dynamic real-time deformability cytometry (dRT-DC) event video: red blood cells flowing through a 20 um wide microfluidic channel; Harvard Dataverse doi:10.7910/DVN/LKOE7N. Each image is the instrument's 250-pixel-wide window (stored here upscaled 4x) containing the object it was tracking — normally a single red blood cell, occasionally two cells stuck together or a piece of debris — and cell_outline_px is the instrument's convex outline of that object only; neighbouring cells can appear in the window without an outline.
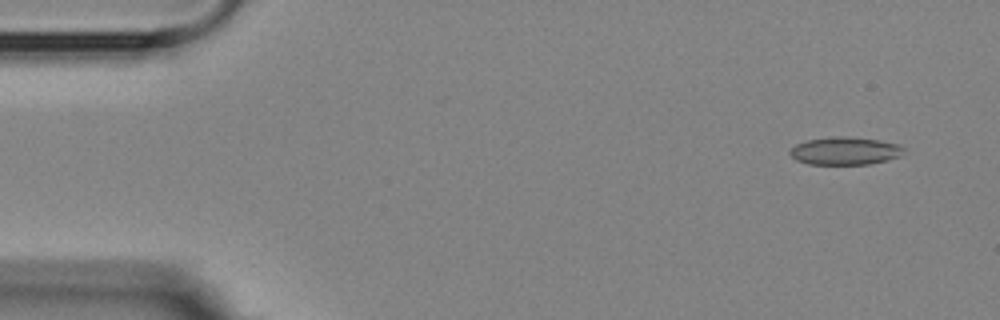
{"species": "Egyptian fruit bat (a non-hibernating species)", "species_latin": "Rousettus aegyptiacus", "temperature_condition": "room temperature", "stored_images_in_passage": 5, "camera_frame_rate_fps": 3000, "um_per_image_px": 0.085, "animal": {"sex": "female"}, "frame": {"image": 1, "passage_image": 2, "time_ms": 1.0, "image_size_px": [1000, 320], "cell_outline_px": [[904, 148], [900, 156], [888, 160], [868, 164], [808, 164], [796, 160], [788, 152], [796, 144], [808, 140], [832, 136], [848, 136], [880, 140], [900, 144]], "centroid_in_image_um": [71.83, 12.82], "position_along_channel_um": 13.2, "area_um2": 18.5}}
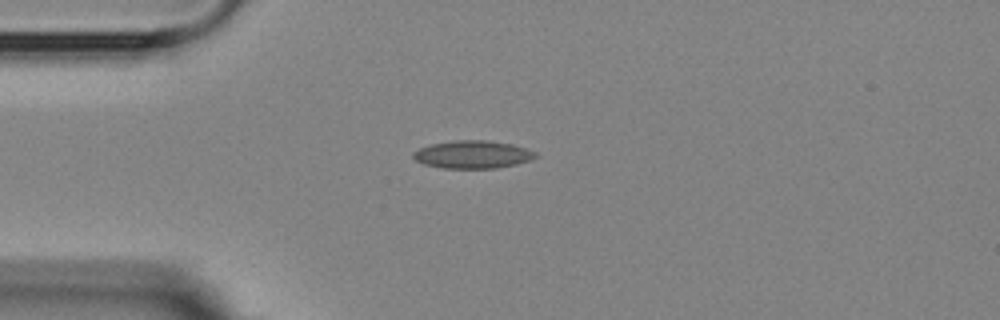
{"frame": {"image": 2, "passage_image": 5, "time_ms": 4.333, "image_size_px": [1000, 320], "cell_outline_px": [[540, 156], [532, 160], [516, 164], [496, 168], [444, 168], [424, 164], [416, 160], [412, 156], [412, 152], [420, 148], [432, 144], [452, 140], [488, 140], [512, 144], [536, 152]], "centroid_in_image_um": [40.2, 13.13], "position_along_channel_um": 44.8, "area_um2": 19.88}}